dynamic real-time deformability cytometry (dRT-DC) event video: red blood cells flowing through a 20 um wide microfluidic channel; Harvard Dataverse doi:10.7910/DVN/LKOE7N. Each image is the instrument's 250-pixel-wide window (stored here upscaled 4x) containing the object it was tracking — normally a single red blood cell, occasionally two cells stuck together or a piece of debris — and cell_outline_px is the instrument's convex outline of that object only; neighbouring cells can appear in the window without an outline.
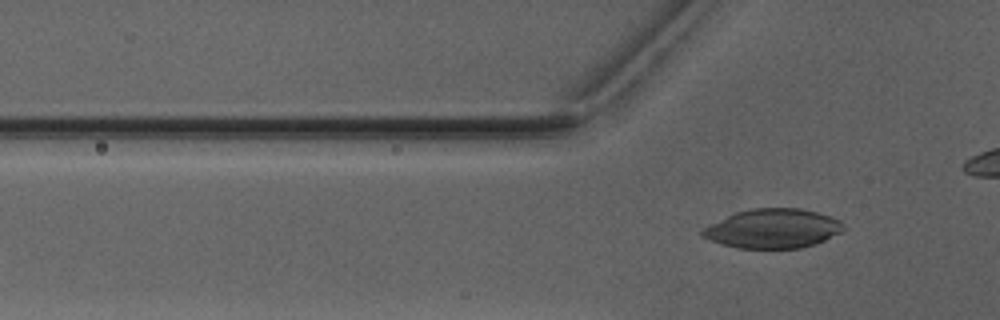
{"species": "Egyptian fruit bat (a non-hibernating species)", "species_latin": "Rousettus aegyptiacus", "temperature_condition": "warm", "stored_images_in_passage": 3, "camera_frame_rate_fps": 3000, "um_per_image_px": 0.085, "animal": {"sex": "male"}, "frame": {"image": 1, "passage_image": 3, "time_ms": 2.333, "image_size_px": [1000, 320], "cell_outline_px": [[844, 228], [840, 232], [816, 244], [800, 248], [736, 248], [712, 240], [704, 236], [700, 232], [704, 228], [736, 212], [752, 208], [800, 208], [832, 216], [840, 220], [844, 224]], "centroid_in_image_um": [65.75, 19.42], "position_along_channel_um": 60.0, "area_um2": 31.91}}